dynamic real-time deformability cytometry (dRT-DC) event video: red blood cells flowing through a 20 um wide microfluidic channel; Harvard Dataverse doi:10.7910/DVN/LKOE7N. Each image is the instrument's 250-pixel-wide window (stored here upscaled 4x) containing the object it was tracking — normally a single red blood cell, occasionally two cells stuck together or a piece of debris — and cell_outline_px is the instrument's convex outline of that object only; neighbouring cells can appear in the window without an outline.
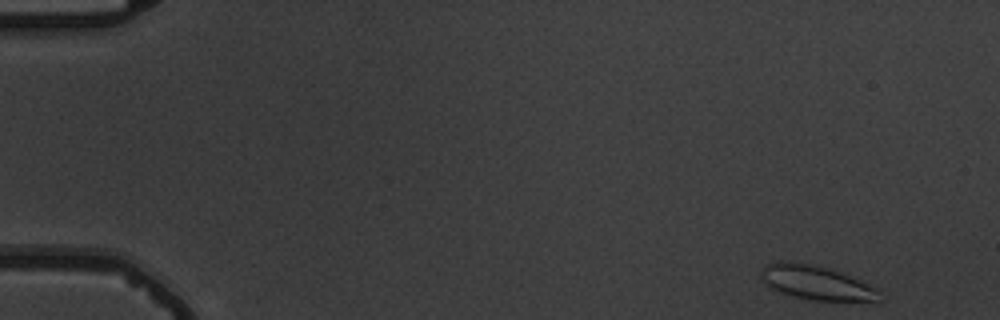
{"species": "common noctule bat (a hibernating species)", "species_latin": "Nyctalus noctula", "temperature_condition": "warm", "stored_images_in_passage": 53, "camera_frame_rate_fps": 3000, "um_per_image_px": 0.085, "animal": {"sex": "male", "body_mass_g": 19.5, "forearm_length_mm": 54.6}, "frame": {"image": 1, "passage_image": 1, "time_ms": 0.0, "image_size_px": [1000, 320], "cell_outline_px": [[884, 300], [880, 304], [808, 300], [792, 296], [780, 292], [764, 284], [760, 276], [760, 272], [768, 264], [784, 260], [792, 260], [812, 264], [828, 268], [840, 272], [880, 288]], "centroid_in_image_um": [69.56, 24.09], "position_along_channel_um": 15.4, "area_um2": 24.91}}
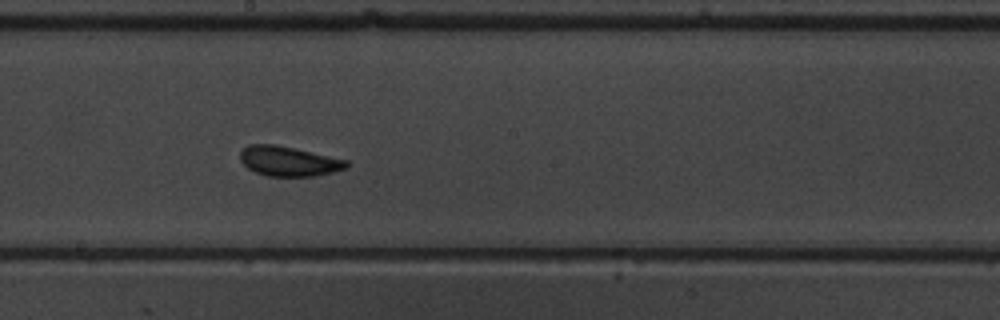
{"frame": {"image": 2, "passage_image": 29, "time_ms": 9.333, "image_size_px": [1000, 320], "cell_outline_px": [[348, 168], [316, 176], [268, 176], [256, 172], [248, 168], [240, 160], [240, 152], [248, 144], [276, 144], [348, 160]], "centroid_in_image_um": [24.54, 13.7], "position_along_channel_um": 223.7, "area_um2": 18.44}}
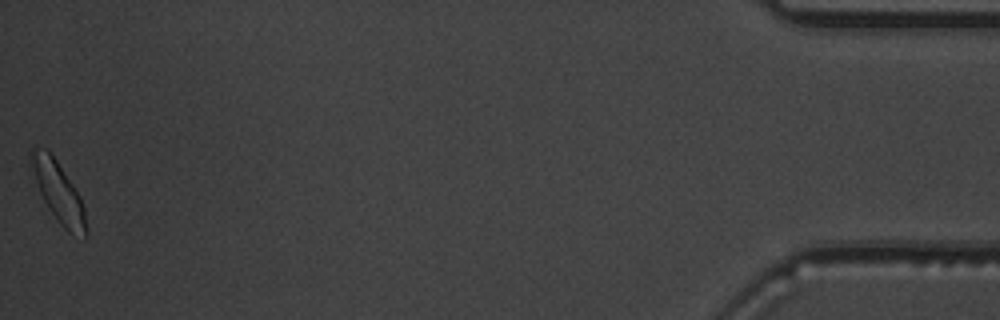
{"frame": {"image": 3, "passage_image": 53, "time_ms": 17.333, "image_size_px": [1000, 320], "cell_outline_px": [[88, 236], [84, 240], [68, 232], [60, 224], [48, 208], [40, 192], [28, 164], [28, 152], [32, 148], [48, 148], [80, 196], [84, 208], [88, 232]], "centroid_in_image_um": [4.95, 16.32], "position_along_channel_um": 430.3, "area_um2": 19.65}, "authors_computed_cell_mechanics": {"area_um2": 18.5538, "velocity_mm_per_s": 3.6657, "shape_relaxation_time_tau1_ms": 2.7435, "shape_relaxation_time_tau2_ms": 1.339, "deformation_change_tau1": 0.106, "deformation_change_tau2": 0.0545}}